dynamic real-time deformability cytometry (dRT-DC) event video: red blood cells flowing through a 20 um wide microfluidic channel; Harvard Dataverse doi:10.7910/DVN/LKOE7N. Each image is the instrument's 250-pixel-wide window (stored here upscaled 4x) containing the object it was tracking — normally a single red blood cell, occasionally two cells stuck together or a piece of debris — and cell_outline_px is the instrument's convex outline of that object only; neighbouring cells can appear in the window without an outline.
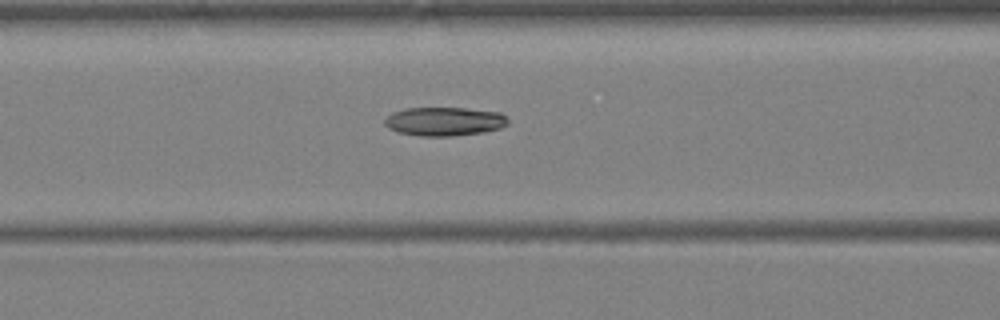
{"species": "Egyptian fruit bat (a non-hibernating species)", "species_latin": "Rousettus aegyptiacus", "temperature_condition": "warm", "stored_images_in_passage": 22, "camera_frame_rate_fps": 3000, "um_per_image_px": 0.085, "animal": {"sex": "female"}, "frame": {"image": 1, "passage_image": 7, "time_ms": 2.0, "image_size_px": [1000, 320], "cell_outline_px": [[508, 124], [500, 128], [484, 132], [452, 136], [420, 136], [400, 132], [388, 128], [384, 124], [384, 120], [392, 112], [404, 108], [464, 108], [500, 112], [508, 120]], "centroid_in_image_um": [37.76, 10.32], "position_along_channel_um": 128.8, "area_um2": 20.63}}
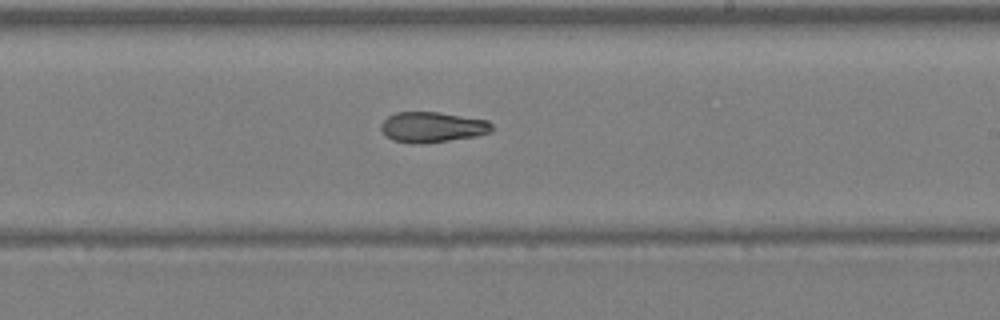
{"frame": {"image": 2, "passage_image": 14, "time_ms": 4.333, "image_size_px": [1000, 320], "cell_outline_px": [[492, 132], [476, 136], [420, 144], [392, 140], [380, 128], [380, 124], [388, 116], [396, 112], [436, 112], [488, 120], [492, 124]], "centroid_in_image_um": [36.75, 10.8], "position_along_channel_um": 252.2, "area_um2": 19.48}}
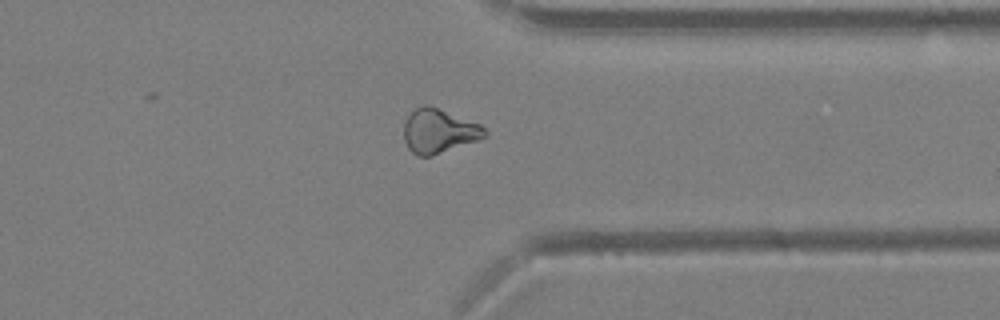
{"frame": {"image": 3, "passage_image": 21, "time_ms": 6.667, "image_size_px": [1000, 320], "cell_outline_px": [[488, 136], [428, 156], [416, 156], [408, 148], [404, 140], [404, 120], [416, 108], [424, 104], [428, 104], [480, 124], [488, 132]], "centroid_in_image_um": [37.27, 11.12], "position_along_channel_um": 374.1, "area_um2": 20.52}}